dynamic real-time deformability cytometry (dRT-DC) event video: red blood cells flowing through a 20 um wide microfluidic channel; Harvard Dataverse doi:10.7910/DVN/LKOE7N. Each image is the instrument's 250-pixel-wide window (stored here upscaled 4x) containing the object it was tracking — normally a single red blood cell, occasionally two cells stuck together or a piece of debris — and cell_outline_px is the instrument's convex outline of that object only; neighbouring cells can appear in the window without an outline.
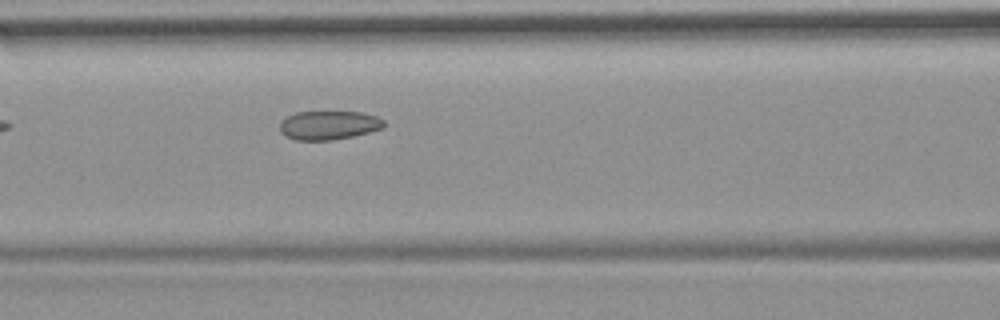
{"species": "common noctule bat (a hibernating species)", "species_latin": "Nyctalus noctula", "temperature_condition": "room temperature", "stored_images_in_passage": 6, "camera_frame_rate_fps": 3000, "um_per_image_px": 0.085, "animal": {"sex": "female", "body_mass_g": 19.9}, "frame": {"image": 1, "passage_image": 6, "time_ms": 6.667, "image_size_px": [1000, 320], "cell_outline_px": [[384, 128], [352, 136], [332, 140], [296, 140], [284, 136], [280, 132], [280, 120], [296, 112], [360, 112], [376, 116], [384, 120]], "centroid_in_image_um": [27.91, 10.64], "position_along_channel_um": 138.7, "area_um2": 17.51}}